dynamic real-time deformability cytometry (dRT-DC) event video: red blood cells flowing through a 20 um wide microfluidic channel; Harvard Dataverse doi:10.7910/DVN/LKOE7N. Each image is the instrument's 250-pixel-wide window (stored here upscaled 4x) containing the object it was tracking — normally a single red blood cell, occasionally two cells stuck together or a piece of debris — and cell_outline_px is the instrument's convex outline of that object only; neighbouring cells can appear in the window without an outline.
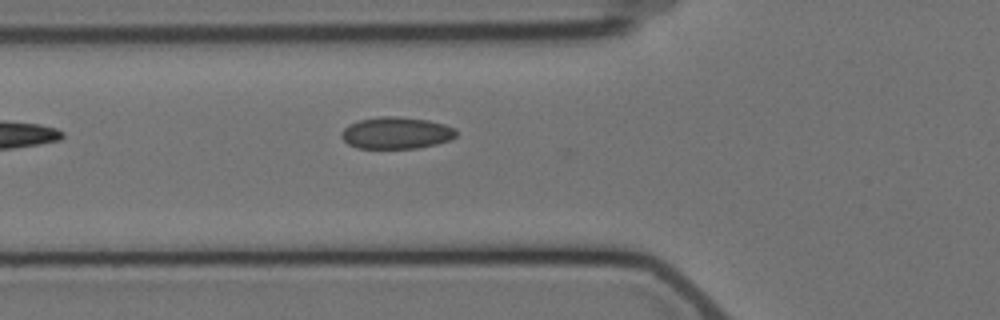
{"species": "Egyptian fruit bat (a non-hibernating species)", "species_latin": "Rousettus aegyptiacus", "temperature_condition": "cold", "stored_images_in_passage": 6, "camera_frame_rate_fps": 3000, "um_per_image_px": 0.085, "animal": {"sex": "female"}, "frame": {"image": 1, "passage_image": 6, "time_ms": 6.667, "image_size_px": [1000, 320], "cell_outline_px": [[456, 136], [448, 140], [436, 144], [416, 148], [356, 148], [348, 144], [340, 136], [340, 132], [348, 124], [360, 120], [380, 116], [396, 116], [428, 120], [444, 124], [456, 128]], "centroid_in_image_um": [33.65, 11.29], "position_along_channel_um": 92.1, "area_um2": 21.33}}